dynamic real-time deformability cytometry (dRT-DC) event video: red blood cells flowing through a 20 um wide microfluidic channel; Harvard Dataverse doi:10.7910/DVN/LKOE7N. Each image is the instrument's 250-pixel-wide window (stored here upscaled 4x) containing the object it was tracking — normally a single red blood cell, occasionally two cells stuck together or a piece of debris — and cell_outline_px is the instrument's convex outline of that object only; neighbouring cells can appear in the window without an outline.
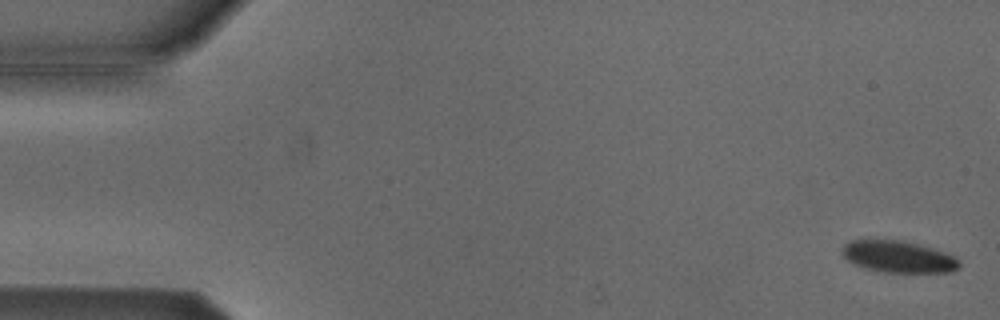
{"species": "Egyptian fruit bat (a non-hibernating species)", "species_latin": "Rousettus aegyptiacus", "temperature_condition": "cold", "stored_images_in_passage": 5, "camera_frame_rate_fps": 3000, "um_per_image_px": 0.085, "animal": {"sex": "male"}, "frame": {"image": 1, "passage_image": 1, "time_ms": 0.0, "image_size_px": [1000, 320], "cell_outline_px": [[960, 268], [952, 272], [884, 272], [864, 268], [848, 260], [840, 252], [840, 248], [844, 244], [852, 240], [896, 240], [916, 244], [956, 256], [960, 260]], "centroid_in_image_um": [76.36, 21.83], "position_along_channel_um": 8.6, "area_um2": 21.5}}